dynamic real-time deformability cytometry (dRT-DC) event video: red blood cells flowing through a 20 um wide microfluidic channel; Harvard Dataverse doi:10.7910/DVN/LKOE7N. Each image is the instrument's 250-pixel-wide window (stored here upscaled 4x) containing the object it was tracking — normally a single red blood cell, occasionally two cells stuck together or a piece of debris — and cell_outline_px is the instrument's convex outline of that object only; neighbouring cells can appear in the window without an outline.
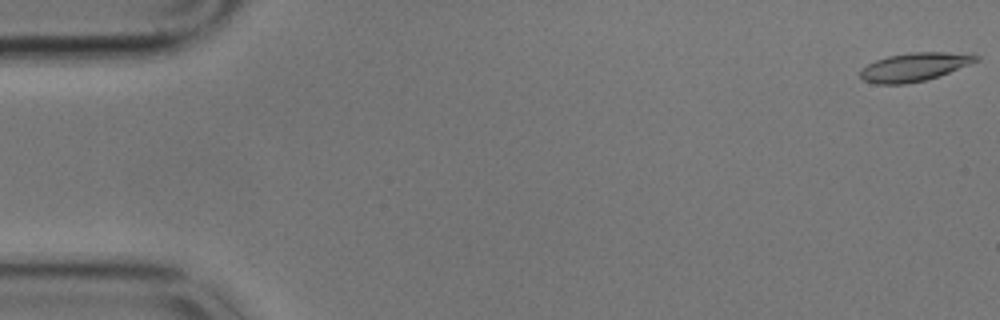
{"species": "common noctule bat (a hibernating species)", "species_latin": "Nyctalus noctula", "temperature_condition": "cold", "stored_images_in_passage": 45, "camera_frame_rate_fps": 3000, "um_per_image_px": 0.085, "animal": {"sex": "male", "body_mass_g": 17.9}, "frame": {"image": 1, "passage_image": 1, "time_ms": 0.0, "image_size_px": [1000, 320], "cell_outline_px": [[980, 60], [940, 76], [908, 84], [876, 84], [864, 80], [860, 76], [860, 72], [868, 64], [876, 60], [888, 56], [912, 52], [944, 52], [980, 56]], "centroid_in_image_um": [77.72, 5.7], "position_along_channel_um": 7.3, "area_um2": 18.96}}
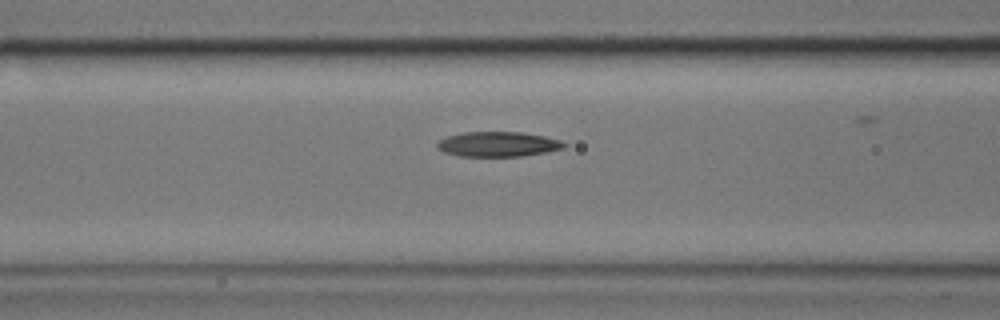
{"frame": {"image": 2, "passage_image": 23, "time_ms": 7.333, "image_size_px": [1000, 320], "cell_outline_px": [[568, 144], [564, 148], [524, 156], [460, 156], [444, 152], [436, 148], [436, 144], [440, 140], [448, 136], [464, 132], [520, 132], [544, 136], [560, 140]], "centroid_in_image_um": [42.33, 12.25], "position_along_channel_um": 124.3, "area_um2": 18.38}}
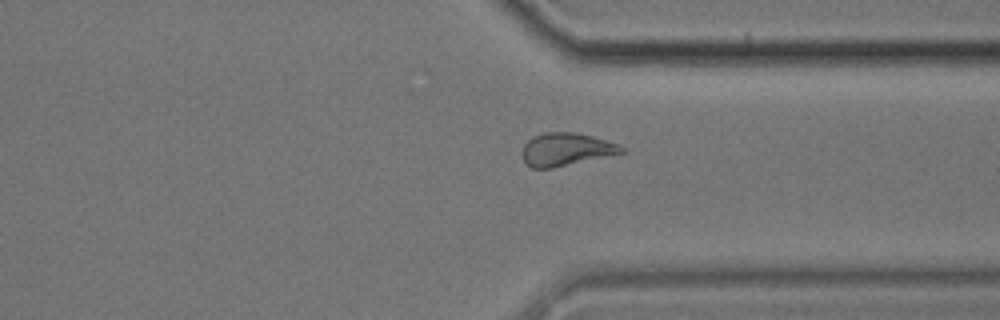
{"frame": {"image": 3, "passage_image": 44, "time_ms": 14.333, "image_size_px": [1000, 320], "cell_outline_px": [[624, 152], [548, 168], [532, 168], [524, 160], [524, 144], [532, 136], [544, 132], [576, 132], [592, 136], [616, 144], [624, 148]], "centroid_in_image_um": [48.08, 12.67], "position_along_channel_um": 363.3, "area_um2": 18.32}}